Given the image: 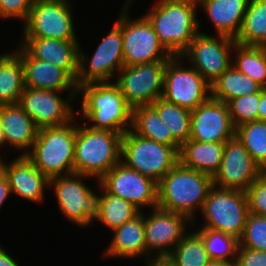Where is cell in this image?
<instances>
[{
	"label": "cell",
	"instance_id": "obj_19",
	"mask_svg": "<svg viewBox=\"0 0 266 266\" xmlns=\"http://www.w3.org/2000/svg\"><path fill=\"white\" fill-rule=\"evenodd\" d=\"M235 131L227 103L210 97L191 111V140L225 142L235 136Z\"/></svg>",
	"mask_w": 266,
	"mask_h": 266
},
{
	"label": "cell",
	"instance_id": "obj_24",
	"mask_svg": "<svg viewBox=\"0 0 266 266\" xmlns=\"http://www.w3.org/2000/svg\"><path fill=\"white\" fill-rule=\"evenodd\" d=\"M0 117L6 146L26 155L37 138L39 128L19 104L0 105Z\"/></svg>",
	"mask_w": 266,
	"mask_h": 266
},
{
	"label": "cell",
	"instance_id": "obj_4",
	"mask_svg": "<svg viewBox=\"0 0 266 266\" xmlns=\"http://www.w3.org/2000/svg\"><path fill=\"white\" fill-rule=\"evenodd\" d=\"M80 121L74 151V172L93 177L97 183L121 161L122 133L95 130Z\"/></svg>",
	"mask_w": 266,
	"mask_h": 266
},
{
	"label": "cell",
	"instance_id": "obj_36",
	"mask_svg": "<svg viewBox=\"0 0 266 266\" xmlns=\"http://www.w3.org/2000/svg\"><path fill=\"white\" fill-rule=\"evenodd\" d=\"M194 231L202 238L211 260L235 263L239 246L238 239L208 228H199Z\"/></svg>",
	"mask_w": 266,
	"mask_h": 266
},
{
	"label": "cell",
	"instance_id": "obj_39",
	"mask_svg": "<svg viewBox=\"0 0 266 266\" xmlns=\"http://www.w3.org/2000/svg\"><path fill=\"white\" fill-rule=\"evenodd\" d=\"M249 213L266 216V171L252 182L246 191Z\"/></svg>",
	"mask_w": 266,
	"mask_h": 266
},
{
	"label": "cell",
	"instance_id": "obj_48",
	"mask_svg": "<svg viewBox=\"0 0 266 266\" xmlns=\"http://www.w3.org/2000/svg\"><path fill=\"white\" fill-rule=\"evenodd\" d=\"M6 147V143H5V139H4V135H3V127H2V123H1V117H0V147L1 149ZM2 154H0V159Z\"/></svg>",
	"mask_w": 266,
	"mask_h": 266
},
{
	"label": "cell",
	"instance_id": "obj_13",
	"mask_svg": "<svg viewBox=\"0 0 266 266\" xmlns=\"http://www.w3.org/2000/svg\"><path fill=\"white\" fill-rule=\"evenodd\" d=\"M235 43L230 37L208 35L200 30L181 57L211 85L232 65Z\"/></svg>",
	"mask_w": 266,
	"mask_h": 266
},
{
	"label": "cell",
	"instance_id": "obj_37",
	"mask_svg": "<svg viewBox=\"0 0 266 266\" xmlns=\"http://www.w3.org/2000/svg\"><path fill=\"white\" fill-rule=\"evenodd\" d=\"M239 246L266 251V216L248 214Z\"/></svg>",
	"mask_w": 266,
	"mask_h": 266
},
{
	"label": "cell",
	"instance_id": "obj_26",
	"mask_svg": "<svg viewBox=\"0 0 266 266\" xmlns=\"http://www.w3.org/2000/svg\"><path fill=\"white\" fill-rule=\"evenodd\" d=\"M224 153V142H198L189 139L179 150V162L188 168L214 177Z\"/></svg>",
	"mask_w": 266,
	"mask_h": 266
},
{
	"label": "cell",
	"instance_id": "obj_15",
	"mask_svg": "<svg viewBox=\"0 0 266 266\" xmlns=\"http://www.w3.org/2000/svg\"><path fill=\"white\" fill-rule=\"evenodd\" d=\"M60 93L65 92L24 87L18 104L34 120L39 129L62 126L77 117V111L72 104L78 95L68 93L63 97Z\"/></svg>",
	"mask_w": 266,
	"mask_h": 266
},
{
	"label": "cell",
	"instance_id": "obj_10",
	"mask_svg": "<svg viewBox=\"0 0 266 266\" xmlns=\"http://www.w3.org/2000/svg\"><path fill=\"white\" fill-rule=\"evenodd\" d=\"M136 0H125L121 8L124 65H138L156 61H169L171 56L160 44L158 37L144 14L131 20V10Z\"/></svg>",
	"mask_w": 266,
	"mask_h": 266
},
{
	"label": "cell",
	"instance_id": "obj_2",
	"mask_svg": "<svg viewBox=\"0 0 266 266\" xmlns=\"http://www.w3.org/2000/svg\"><path fill=\"white\" fill-rule=\"evenodd\" d=\"M213 186V177L178 162L157 183V207L182 214L194 223Z\"/></svg>",
	"mask_w": 266,
	"mask_h": 266
},
{
	"label": "cell",
	"instance_id": "obj_6",
	"mask_svg": "<svg viewBox=\"0 0 266 266\" xmlns=\"http://www.w3.org/2000/svg\"><path fill=\"white\" fill-rule=\"evenodd\" d=\"M91 178L93 180V177L73 172L49 180L61 215L81 228L91 226L98 215L100 195L82 181Z\"/></svg>",
	"mask_w": 266,
	"mask_h": 266
},
{
	"label": "cell",
	"instance_id": "obj_1",
	"mask_svg": "<svg viewBox=\"0 0 266 266\" xmlns=\"http://www.w3.org/2000/svg\"><path fill=\"white\" fill-rule=\"evenodd\" d=\"M77 95L82 97L77 117L92 129L122 134L131 129L133 108L114 81L83 84Z\"/></svg>",
	"mask_w": 266,
	"mask_h": 266
},
{
	"label": "cell",
	"instance_id": "obj_28",
	"mask_svg": "<svg viewBox=\"0 0 266 266\" xmlns=\"http://www.w3.org/2000/svg\"><path fill=\"white\" fill-rule=\"evenodd\" d=\"M24 67L13 50L0 54V105L17 104L24 90Z\"/></svg>",
	"mask_w": 266,
	"mask_h": 266
},
{
	"label": "cell",
	"instance_id": "obj_16",
	"mask_svg": "<svg viewBox=\"0 0 266 266\" xmlns=\"http://www.w3.org/2000/svg\"><path fill=\"white\" fill-rule=\"evenodd\" d=\"M99 184L111 194L133 203L141 211H144L142 208L149 207L151 210L158 205L157 183L121 161L99 180Z\"/></svg>",
	"mask_w": 266,
	"mask_h": 266
},
{
	"label": "cell",
	"instance_id": "obj_27",
	"mask_svg": "<svg viewBox=\"0 0 266 266\" xmlns=\"http://www.w3.org/2000/svg\"><path fill=\"white\" fill-rule=\"evenodd\" d=\"M131 130L143 138L172 146L179 153L181 145L151 105L133 108Z\"/></svg>",
	"mask_w": 266,
	"mask_h": 266
},
{
	"label": "cell",
	"instance_id": "obj_21",
	"mask_svg": "<svg viewBox=\"0 0 266 266\" xmlns=\"http://www.w3.org/2000/svg\"><path fill=\"white\" fill-rule=\"evenodd\" d=\"M14 51L24 67V86L58 92L77 93L75 79L65 70L32 57L20 44Z\"/></svg>",
	"mask_w": 266,
	"mask_h": 266
},
{
	"label": "cell",
	"instance_id": "obj_18",
	"mask_svg": "<svg viewBox=\"0 0 266 266\" xmlns=\"http://www.w3.org/2000/svg\"><path fill=\"white\" fill-rule=\"evenodd\" d=\"M263 171L235 135L224 142L221 165L213 177V184L219 188L246 192Z\"/></svg>",
	"mask_w": 266,
	"mask_h": 266
},
{
	"label": "cell",
	"instance_id": "obj_38",
	"mask_svg": "<svg viewBox=\"0 0 266 266\" xmlns=\"http://www.w3.org/2000/svg\"><path fill=\"white\" fill-rule=\"evenodd\" d=\"M260 93L248 94L230 100L227 105L235 128L247 122L257 120Z\"/></svg>",
	"mask_w": 266,
	"mask_h": 266
},
{
	"label": "cell",
	"instance_id": "obj_3",
	"mask_svg": "<svg viewBox=\"0 0 266 266\" xmlns=\"http://www.w3.org/2000/svg\"><path fill=\"white\" fill-rule=\"evenodd\" d=\"M198 7L186 3L156 0L145 13L160 44L171 56H181L200 32Z\"/></svg>",
	"mask_w": 266,
	"mask_h": 266
},
{
	"label": "cell",
	"instance_id": "obj_30",
	"mask_svg": "<svg viewBox=\"0 0 266 266\" xmlns=\"http://www.w3.org/2000/svg\"><path fill=\"white\" fill-rule=\"evenodd\" d=\"M99 207L98 215L95 221L102 223L110 231L122 226L125 222L132 220L141 213L133 203L113 195L106 191L99 183Z\"/></svg>",
	"mask_w": 266,
	"mask_h": 266
},
{
	"label": "cell",
	"instance_id": "obj_40",
	"mask_svg": "<svg viewBox=\"0 0 266 266\" xmlns=\"http://www.w3.org/2000/svg\"><path fill=\"white\" fill-rule=\"evenodd\" d=\"M33 0H0V19L27 21Z\"/></svg>",
	"mask_w": 266,
	"mask_h": 266
},
{
	"label": "cell",
	"instance_id": "obj_32",
	"mask_svg": "<svg viewBox=\"0 0 266 266\" xmlns=\"http://www.w3.org/2000/svg\"><path fill=\"white\" fill-rule=\"evenodd\" d=\"M232 65L266 87V47L234 44Z\"/></svg>",
	"mask_w": 266,
	"mask_h": 266
},
{
	"label": "cell",
	"instance_id": "obj_25",
	"mask_svg": "<svg viewBox=\"0 0 266 266\" xmlns=\"http://www.w3.org/2000/svg\"><path fill=\"white\" fill-rule=\"evenodd\" d=\"M249 0H202L200 7L210 19L215 35L236 39L240 32Z\"/></svg>",
	"mask_w": 266,
	"mask_h": 266
},
{
	"label": "cell",
	"instance_id": "obj_43",
	"mask_svg": "<svg viewBox=\"0 0 266 266\" xmlns=\"http://www.w3.org/2000/svg\"><path fill=\"white\" fill-rule=\"evenodd\" d=\"M8 252L2 245L0 246V266H21Z\"/></svg>",
	"mask_w": 266,
	"mask_h": 266
},
{
	"label": "cell",
	"instance_id": "obj_14",
	"mask_svg": "<svg viewBox=\"0 0 266 266\" xmlns=\"http://www.w3.org/2000/svg\"><path fill=\"white\" fill-rule=\"evenodd\" d=\"M167 62L124 65L118 72L114 82L132 108L151 105L162 97Z\"/></svg>",
	"mask_w": 266,
	"mask_h": 266
},
{
	"label": "cell",
	"instance_id": "obj_29",
	"mask_svg": "<svg viewBox=\"0 0 266 266\" xmlns=\"http://www.w3.org/2000/svg\"><path fill=\"white\" fill-rule=\"evenodd\" d=\"M264 87L231 65L211 84V97L228 103L248 94L260 93Z\"/></svg>",
	"mask_w": 266,
	"mask_h": 266
},
{
	"label": "cell",
	"instance_id": "obj_17",
	"mask_svg": "<svg viewBox=\"0 0 266 266\" xmlns=\"http://www.w3.org/2000/svg\"><path fill=\"white\" fill-rule=\"evenodd\" d=\"M144 212L147 252L152 257H167L189 232L188 228L192 222L182 214L159 207L151 209L149 215Z\"/></svg>",
	"mask_w": 266,
	"mask_h": 266
},
{
	"label": "cell",
	"instance_id": "obj_20",
	"mask_svg": "<svg viewBox=\"0 0 266 266\" xmlns=\"http://www.w3.org/2000/svg\"><path fill=\"white\" fill-rule=\"evenodd\" d=\"M0 169L8 179L12 195L37 204L44 201L45 188L49 189L50 179L26 155L19 154L9 163L2 156Z\"/></svg>",
	"mask_w": 266,
	"mask_h": 266
},
{
	"label": "cell",
	"instance_id": "obj_22",
	"mask_svg": "<svg viewBox=\"0 0 266 266\" xmlns=\"http://www.w3.org/2000/svg\"><path fill=\"white\" fill-rule=\"evenodd\" d=\"M21 46L34 58L65 69L75 80L78 74L79 40L22 38Z\"/></svg>",
	"mask_w": 266,
	"mask_h": 266
},
{
	"label": "cell",
	"instance_id": "obj_12",
	"mask_svg": "<svg viewBox=\"0 0 266 266\" xmlns=\"http://www.w3.org/2000/svg\"><path fill=\"white\" fill-rule=\"evenodd\" d=\"M181 56L166 64L162 97L189 111L211 97V85L191 65L186 67Z\"/></svg>",
	"mask_w": 266,
	"mask_h": 266
},
{
	"label": "cell",
	"instance_id": "obj_34",
	"mask_svg": "<svg viewBox=\"0 0 266 266\" xmlns=\"http://www.w3.org/2000/svg\"><path fill=\"white\" fill-rule=\"evenodd\" d=\"M167 257L176 266H207L211 261L202 238L195 231H189Z\"/></svg>",
	"mask_w": 266,
	"mask_h": 266
},
{
	"label": "cell",
	"instance_id": "obj_35",
	"mask_svg": "<svg viewBox=\"0 0 266 266\" xmlns=\"http://www.w3.org/2000/svg\"><path fill=\"white\" fill-rule=\"evenodd\" d=\"M235 135L252 158L266 171V122L255 120L236 127Z\"/></svg>",
	"mask_w": 266,
	"mask_h": 266
},
{
	"label": "cell",
	"instance_id": "obj_31",
	"mask_svg": "<svg viewBox=\"0 0 266 266\" xmlns=\"http://www.w3.org/2000/svg\"><path fill=\"white\" fill-rule=\"evenodd\" d=\"M236 43L266 47V0H249Z\"/></svg>",
	"mask_w": 266,
	"mask_h": 266
},
{
	"label": "cell",
	"instance_id": "obj_7",
	"mask_svg": "<svg viewBox=\"0 0 266 266\" xmlns=\"http://www.w3.org/2000/svg\"><path fill=\"white\" fill-rule=\"evenodd\" d=\"M200 213L205 222L198 228L223 232L240 240L249 214L247 194L213 186Z\"/></svg>",
	"mask_w": 266,
	"mask_h": 266
},
{
	"label": "cell",
	"instance_id": "obj_33",
	"mask_svg": "<svg viewBox=\"0 0 266 266\" xmlns=\"http://www.w3.org/2000/svg\"><path fill=\"white\" fill-rule=\"evenodd\" d=\"M151 106L158 112L161 120L169 128L172 137L180 145L190 139L191 111L173 104L163 97H159Z\"/></svg>",
	"mask_w": 266,
	"mask_h": 266
},
{
	"label": "cell",
	"instance_id": "obj_46",
	"mask_svg": "<svg viewBox=\"0 0 266 266\" xmlns=\"http://www.w3.org/2000/svg\"><path fill=\"white\" fill-rule=\"evenodd\" d=\"M207 266H235V263L222 260H211Z\"/></svg>",
	"mask_w": 266,
	"mask_h": 266
},
{
	"label": "cell",
	"instance_id": "obj_42",
	"mask_svg": "<svg viewBox=\"0 0 266 266\" xmlns=\"http://www.w3.org/2000/svg\"><path fill=\"white\" fill-rule=\"evenodd\" d=\"M11 195V189L9 186L8 179L4 172L0 169V209L6 200L9 199Z\"/></svg>",
	"mask_w": 266,
	"mask_h": 266
},
{
	"label": "cell",
	"instance_id": "obj_41",
	"mask_svg": "<svg viewBox=\"0 0 266 266\" xmlns=\"http://www.w3.org/2000/svg\"><path fill=\"white\" fill-rule=\"evenodd\" d=\"M235 266H266V251L238 246Z\"/></svg>",
	"mask_w": 266,
	"mask_h": 266
},
{
	"label": "cell",
	"instance_id": "obj_45",
	"mask_svg": "<svg viewBox=\"0 0 266 266\" xmlns=\"http://www.w3.org/2000/svg\"><path fill=\"white\" fill-rule=\"evenodd\" d=\"M146 266H176L168 257H152Z\"/></svg>",
	"mask_w": 266,
	"mask_h": 266
},
{
	"label": "cell",
	"instance_id": "obj_23",
	"mask_svg": "<svg viewBox=\"0 0 266 266\" xmlns=\"http://www.w3.org/2000/svg\"><path fill=\"white\" fill-rule=\"evenodd\" d=\"M113 236L102 253L104 258L132 259L145 257L148 262L152 256L146 250L144 212L112 230Z\"/></svg>",
	"mask_w": 266,
	"mask_h": 266
},
{
	"label": "cell",
	"instance_id": "obj_8",
	"mask_svg": "<svg viewBox=\"0 0 266 266\" xmlns=\"http://www.w3.org/2000/svg\"><path fill=\"white\" fill-rule=\"evenodd\" d=\"M117 18L91 57L79 47L78 74L75 80L77 87L94 82H113L124 66L121 10Z\"/></svg>",
	"mask_w": 266,
	"mask_h": 266
},
{
	"label": "cell",
	"instance_id": "obj_9",
	"mask_svg": "<svg viewBox=\"0 0 266 266\" xmlns=\"http://www.w3.org/2000/svg\"><path fill=\"white\" fill-rule=\"evenodd\" d=\"M121 162L158 183L179 162V156L172 146L138 136L130 129L122 135Z\"/></svg>",
	"mask_w": 266,
	"mask_h": 266
},
{
	"label": "cell",
	"instance_id": "obj_5",
	"mask_svg": "<svg viewBox=\"0 0 266 266\" xmlns=\"http://www.w3.org/2000/svg\"><path fill=\"white\" fill-rule=\"evenodd\" d=\"M76 117L62 126L43 127L26 156L49 179L74 172Z\"/></svg>",
	"mask_w": 266,
	"mask_h": 266
},
{
	"label": "cell",
	"instance_id": "obj_44",
	"mask_svg": "<svg viewBox=\"0 0 266 266\" xmlns=\"http://www.w3.org/2000/svg\"><path fill=\"white\" fill-rule=\"evenodd\" d=\"M257 120L266 122V87H264L260 92Z\"/></svg>",
	"mask_w": 266,
	"mask_h": 266
},
{
	"label": "cell",
	"instance_id": "obj_11",
	"mask_svg": "<svg viewBox=\"0 0 266 266\" xmlns=\"http://www.w3.org/2000/svg\"><path fill=\"white\" fill-rule=\"evenodd\" d=\"M73 0H33L22 38L78 40L74 28Z\"/></svg>",
	"mask_w": 266,
	"mask_h": 266
},
{
	"label": "cell",
	"instance_id": "obj_47",
	"mask_svg": "<svg viewBox=\"0 0 266 266\" xmlns=\"http://www.w3.org/2000/svg\"><path fill=\"white\" fill-rule=\"evenodd\" d=\"M162 1H171V2H179L193 5L195 7H199L201 5L202 0H162Z\"/></svg>",
	"mask_w": 266,
	"mask_h": 266
}]
</instances>
